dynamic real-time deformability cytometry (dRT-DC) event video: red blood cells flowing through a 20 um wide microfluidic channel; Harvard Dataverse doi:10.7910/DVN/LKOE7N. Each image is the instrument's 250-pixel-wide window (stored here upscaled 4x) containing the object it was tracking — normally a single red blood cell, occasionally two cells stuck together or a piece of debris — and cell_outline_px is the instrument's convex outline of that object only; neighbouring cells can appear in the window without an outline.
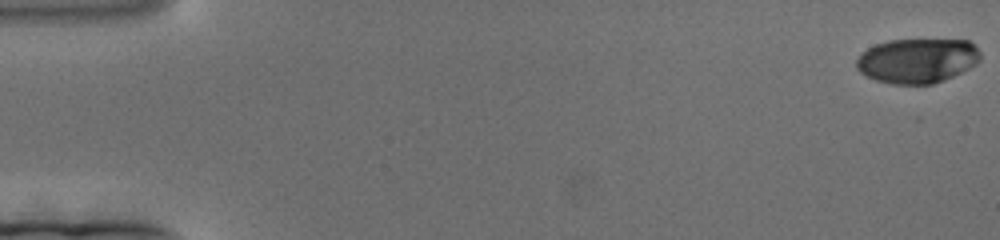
{"species": "human", "species_latin": "Homo sapiens", "temperature_condition": "cold", "stored_images_in_passage": 128, "camera_frame_rate_fps": 3000, "um_per_image_px": 0.085, "donor": {"sex": "female"}, "frame": {"image": 1, "passage_image": 1, "time_ms": 0.0, "image_size_px": [1000, 240], "cell_outline_px": [[980, 60], [976, 64], [944, 80], [932, 84], [892, 84], [876, 80], [860, 72], [856, 68], [856, 60], [868, 48], [876, 44], [888, 40], [968, 40], [980, 52]], "centroid_in_image_um": [77.96, 5.16], "position_along_channel_um": 7.0, "area_um2": 32.02}}
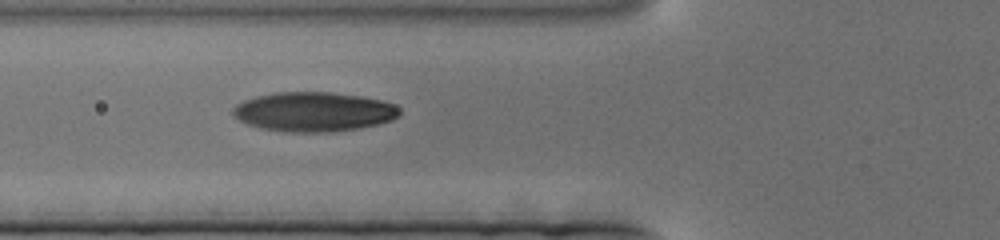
{"frame": {"image": 2, "passage_image": 71, "time_ms": 23.333, "image_size_px": [1000, 240], "cell_outline_px": [[400, 116], [392, 120], [380, 124], [360, 128], [332, 132], [284, 132], [260, 128], [248, 124], [232, 116], [232, 108], [236, 104], [244, 100], [256, 96], [276, 92], [332, 92], [360, 96], [384, 100], [400, 108]], "centroid_in_image_um": [26.67, 9.5], "position_along_channel_um": 99.1, "area_um2": 38.73}}
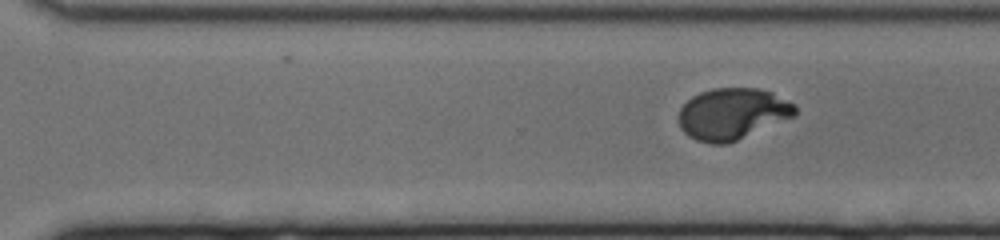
{"frame": {"image": 3, "passage_image": 128, "time_ms": 42.333, "image_size_px": [1000, 240], "cell_outline_px": [[796, 116], [728, 144], [708, 144], [696, 140], [688, 136], [680, 128], [676, 116], [680, 108], [692, 96], [700, 92], [712, 88], [760, 88], [772, 92], [796, 104]], "centroid_in_image_um": [62.24, 9.68], "position_along_channel_um": 308.4, "area_um2": 35.49}}